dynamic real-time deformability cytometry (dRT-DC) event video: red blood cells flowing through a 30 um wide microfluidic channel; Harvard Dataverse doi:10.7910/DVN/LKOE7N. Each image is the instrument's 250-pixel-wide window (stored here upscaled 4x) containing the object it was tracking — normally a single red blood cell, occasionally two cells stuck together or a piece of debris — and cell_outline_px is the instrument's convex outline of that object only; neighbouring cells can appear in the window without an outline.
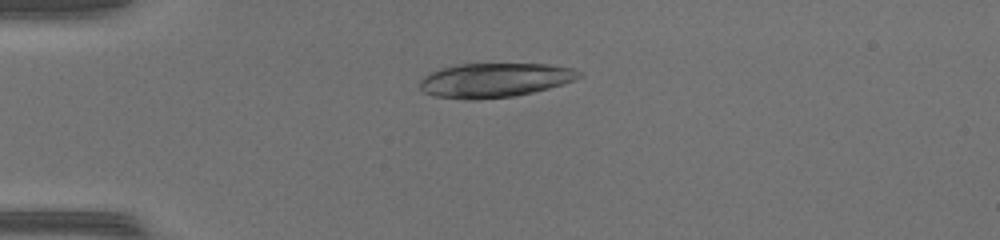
{"species": "common noctule bat (a hibernating species)", "species_latin": "Nyctalus noctula", "temperature_condition": "warm", "stored_images_in_passage": 48, "camera_frame_rate_fps": 3000, "um_per_image_px": 0.085, "animal": {"sex": "female", "body_mass_g": 17.0, "forearm_length_mm": 48.0}, "frame": {"image": 1, "passage_image": 13, "time_ms": 4.0, "image_size_px": [1000, 240], "cell_outline_px": [[584, 76], [576, 80], [548, 88], [532, 92], [512, 96], [476, 100], [464, 100], [436, 96], [424, 92], [420, 88], [420, 80], [428, 72], [440, 68], [456, 64], [548, 64], [572, 68], [580, 72]], "centroid_in_image_um": [42.03, 6.81], "position_along_channel_um": 43.0, "area_um2": 31.96}}